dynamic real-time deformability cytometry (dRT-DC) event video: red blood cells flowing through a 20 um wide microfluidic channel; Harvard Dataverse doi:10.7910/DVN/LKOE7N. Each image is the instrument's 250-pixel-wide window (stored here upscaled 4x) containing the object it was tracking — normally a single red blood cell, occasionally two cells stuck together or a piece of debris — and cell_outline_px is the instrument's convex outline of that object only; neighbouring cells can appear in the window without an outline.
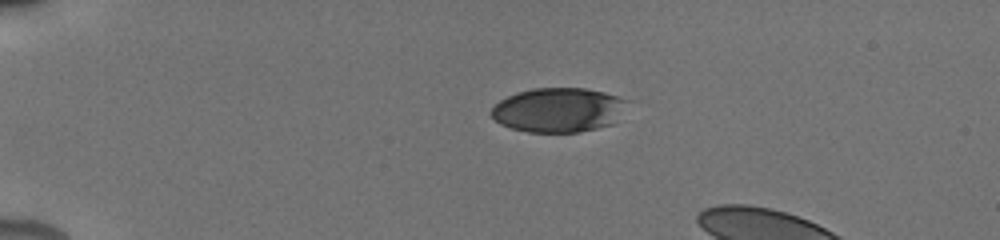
{"species": "human", "species_latin": "Homo sapiens", "temperature_condition": "cold", "stored_images_in_passage": 9, "camera_frame_rate_fps": 3000, "um_per_image_px": 0.085, "donor": {"sex": "male"}, "frame": {"image": 1, "passage_image": 1, "time_ms": 0.0, "image_size_px": [1000, 240], "cell_outline_px": [[628, 100], [612, 124], [580, 132], [528, 132], [512, 128], [500, 124], [488, 112], [500, 100], [516, 92], [532, 88], [584, 88], [604, 92]], "centroid_in_image_um": [47.41, 9.34], "position_along_channel_um": 37.6, "area_um2": 34.91}}